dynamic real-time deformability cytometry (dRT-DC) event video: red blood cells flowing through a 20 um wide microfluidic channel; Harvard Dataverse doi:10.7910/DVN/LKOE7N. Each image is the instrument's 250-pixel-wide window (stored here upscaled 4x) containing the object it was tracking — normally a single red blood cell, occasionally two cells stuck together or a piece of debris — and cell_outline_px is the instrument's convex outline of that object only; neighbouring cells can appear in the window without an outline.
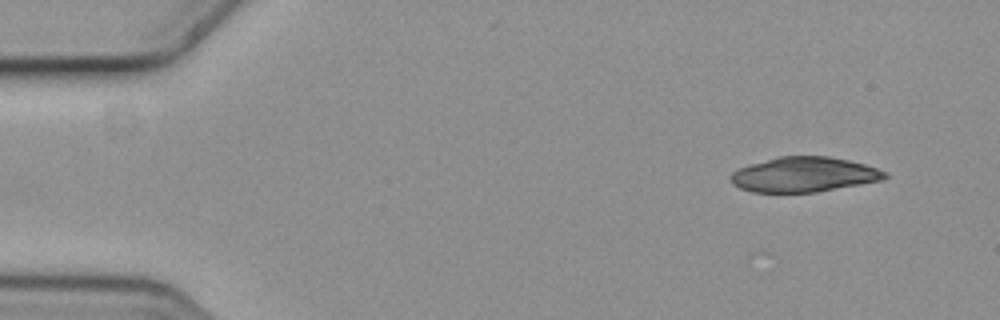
{"species": "common noctule bat (a hibernating species)", "species_latin": "Nyctalus noctula", "temperature_condition": "cold", "stored_images_in_passage": 4, "camera_frame_rate_fps": 3000, "um_per_image_px": 0.085, "animal": {"sex": "female", "body_mass_g": 19.3, "forearm_length_mm": 54.1}, "frame": {"image": 1, "passage_image": 1, "time_ms": 0.0, "image_size_px": [1000, 320], "cell_outline_px": [[888, 176], [884, 180], [816, 192], [752, 192], [740, 188], [732, 184], [732, 172], [740, 168], [752, 164], [780, 156], [828, 156], [848, 160], [864, 164], [888, 172]], "centroid_in_image_um": [68.38, 14.84], "position_along_channel_um": 16.6, "area_um2": 31.15}}